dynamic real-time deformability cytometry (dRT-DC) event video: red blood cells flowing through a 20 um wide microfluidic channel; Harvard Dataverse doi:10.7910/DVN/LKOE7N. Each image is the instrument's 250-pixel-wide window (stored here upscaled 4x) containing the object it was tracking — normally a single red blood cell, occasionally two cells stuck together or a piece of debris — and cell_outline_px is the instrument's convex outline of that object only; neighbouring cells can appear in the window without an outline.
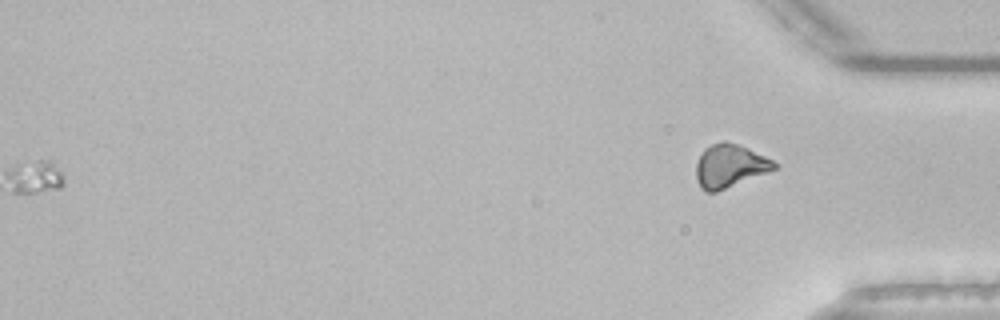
{"species": "common noctule bat (a hibernating species)", "species_latin": "Nyctalus noctula", "temperature_condition": "room temperature", "stored_images_in_passage": 50, "segment_of_instrument_passage": [2, 2], "camera_frame_rate_fps": 3000, "um_per_image_px": 0.085, "animal": {"sex": "male", "body_mass_g": 21.5, "forearm_length_mm": 52.0}, "frame": {"image": 1, "passage_image": 50, "time_ms": 16.333, "image_size_px": [1000, 320], "cell_outline_px": [[780, 164], [776, 168], [768, 172], [716, 192], [704, 192], [700, 188], [696, 180], [696, 164], [704, 148], [712, 144], [724, 140], [748, 148]], "centroid_in_image_um": [62.01, 14.11], "position_along_channel_um": 373.2, "area_um2": 19.65}}